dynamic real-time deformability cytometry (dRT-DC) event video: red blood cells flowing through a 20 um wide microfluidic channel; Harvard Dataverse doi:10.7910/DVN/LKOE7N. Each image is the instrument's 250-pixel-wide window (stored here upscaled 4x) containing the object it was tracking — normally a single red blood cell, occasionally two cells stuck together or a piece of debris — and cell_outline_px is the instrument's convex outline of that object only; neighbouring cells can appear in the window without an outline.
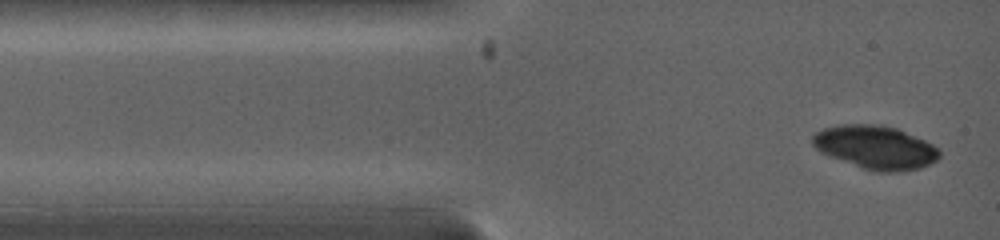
{"species": "common noctule bat (a hibernating species)", "species_latin": "Nyctalus noctula", "temperature_condition": "warm", "stored_images_in_passage": 4, "camera_frame_rate_fps": 5000, "um_per_image_px": 0.085, "animal": {"sex": "female", "body_mass_g": 19.0, "forearm_length_mm": 53.3}, "frame": {"image": 1, "passage_image": 1, "time_ms": 0.0, "image_size_px": [1000, 240], "cell_outline_px": [[940, 156], [936, 160], [920, 168], [900, 172], [876, 172], [864, 168], [820, 152], [812, 144], [812, 136], [816, 132], [824, 128], [840, 124], [872, 124], [896, 128], [924, 140], [940, 148]], "centroid_in_image_um": [74.43, 12.52], "position_along_channel_um": 10.6, "area_um2": 31.85}}